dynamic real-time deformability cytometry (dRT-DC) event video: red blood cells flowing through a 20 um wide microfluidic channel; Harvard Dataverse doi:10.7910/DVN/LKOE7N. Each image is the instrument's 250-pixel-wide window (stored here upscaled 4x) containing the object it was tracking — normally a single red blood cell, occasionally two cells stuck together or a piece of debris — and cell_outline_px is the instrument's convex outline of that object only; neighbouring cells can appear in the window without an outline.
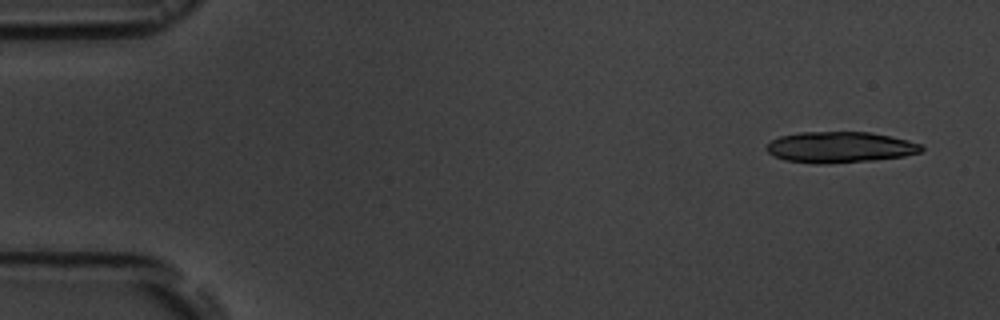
{"species": "common noctule bat (a hibernating species)", "species_latin": "Nyctalus noctula", "temperature_condition": "room temperature", "stored_images_in_passage": 5, "camera_frame_rate_fps": 3000, "um_per_image_px": 0.085, "animal": {"sex": "male", "body_mass_g": 19.5, "forearm_length_mm": 54.6}, "frame": {"image": 1, "passage_image": 1, "time_ms": 0.0, "image_size_px": [1000, 320], "cell_outline_px": [[924, 148], [920, 152], [904, 156], [872, 160], [828, 164], [820, 164], [784, 160], [772, 156], [764, 148], [772, 140], [780, 136], [800, 132], [868, 132], [892, 136], [908, 140], [920, 144]], "centroid_in_image_um": [71.37, 12.51], "position_along_channel_um": 13.6, "area_um2": 28.03}}